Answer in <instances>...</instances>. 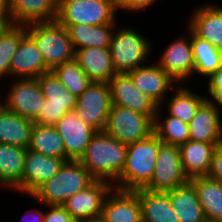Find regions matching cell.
Wrapping results in <instances>:
<instances>
[{
  "instance_id": "15",
  "label": "cell",
  "mask_w": 222,
  "mask_h": 222,
  "mask_svg": "<svg viewBox=\"0 0 222 222\" xmlns=\"http://www.w3.org/2000/svg\"><path fill=\"white\" fill-rule=\"evenodd\" d=\"M112 104L147 116H156L158 105L135 87L127 73H117L109 81Z\"/></svg>"
},
{
  "instance_id": "45",
  "label": "cell",
  "mask_w": 222,
  "mask_h": 222,
  "mask_svg": "<svg viewBox=\"0 0 222 222\" xmlns=\"http://www.w3.org/2000/svg\"><path fill=\"white\" fill-rule=\"evenodd\" d=\"M5 109H6L5 103L2 105V102L0 101V115L4 112Z\"/></svg>"
},
{
  "instance_id": "41",
  "label": "cell",
  "mask_w": 222,
  "mask_h": 222,
  "mask_svg": "<svg viewBox=\"0 0 222 222\" xmlns=\"http://www.w3.org/2000/svg\"><path fill=\"white\" fill-rule=\"evenodd\" d=\"M0 18H12L10 0H0Z\"/></svg>"
},
{
  "instance_id": "16",
  "label": "cell",
  "mask_w": 222,
  "mask_h": 222,
  "mask_svg": "<svg viewBox=\"0 0 222 222\" xmlns=\"http://www.w3.org/2000/svg\"><path fill=\"white\" fill-rule=\"evenodd\" d=\"M189 30V39L182 37L173 41L161 53L157 64L162 67L176 82L184 81L194 74V60L191 46V29Z\"/></svg>"
},
{
  "instance_id": "33",
  "label": "cell",
  "mask_w": 222,
  "mask_h": 222,
  "mask_svg": "<svg viewBox=\"0 0 222 222\" xmlns=\"http://www.w3.org/2000/svg\"><path fill=\"white\" fill-rule=\"evenodd\" d=\"M173 90L176 92L167 103L168 115L189 124L208 97L199 96L187 87H175Z\"/></svg>"
},
{
  "instance_id": "37",
  "label": "cell",
  "mask_w": 222,
  "mask_h": 222,
  "mask_svg": "<svg viewBox=\"0 0 222 222\" xmlns=\"http://www.w3.org/2000/svg\"><path fill=\"white\" fill-rule=\"evenodd\" d=\"M208 90L212 98L207 99L217 107L220 106L219 108H222V67L208 77Z\"/></svg>"
},
{
  "instance_id": "35",
  "label": "cell",
  "mask_w": 222,
  "mask_h": 222,
  "mask_svg": "<svg viewBox=\"0 0 222 222\" xmlns=\"http://www.w3.org/2000/svg\"><path fill=\"white\" fill-rule=\"evenodd\" d=\"M52 72L64 87L79 97L92 83L75 59L56 66Z\"/></svg>"
},
{
  "instance_id": "12",
  "label": "cell",
  "mask_w": 222,
  "mask_h": 222,
  "mask_svg": "<svg viewBox=\"0 0 222 222\" xmlns=\"http://www.w3.org/2000/svg\"><path fill=\"white\" fill-rule=\"evenodd\" d=\"M65 161L64 158L49 157L27 148L23 177L13 190L32 195L59 171Z\"/></svg>"
},
{
  "instance_id": "10",
  "label": "cell",
  "mask_w": 222,
  "mask_h": 222,
  "mask_svg": "<svg viewBox=\"0 0 222 222\" xmlns=\"http://www.w3.org/2000/svg\"><path fill=\"white\" fill-rule=\"evenodd\" d=\"M112 105L109 83L92 82L77 97L74 111L85 123L96 131H104Z\"/></svg>"
},
{
  "instance_id": "30",
  "label": "cell",
  "mask_w": 222,
  "mask_h": 222,
  "mask_svg": "<svg viewBox=\"0 0 222 222\" xmlns=\"http://www.w3.org/2000/svg\"><path fill=\"white\" fill-rule=\"evenodd\" d=\"M27 148L0 143V184L15 188L22 180Z\"/></svg>"
},
{
  "instance_id": "3",
  "label": "cell",
  "mask_w": 222,
  "mask_h": 222,
  "mask_svg": "<svg viewBox=\"0 0 222 222\" xmlns=\"http://www.w3.org/2000/svg\"><path fill=\"white\" fill-rule=\"evenodd\" d=\"M95 179L79 160L65 161L59 171L30 197L46 205L62 206L75 193L86 189Z\"/></svg>"
},
{
  "instance_id": "4",
  "label": "cell",
  "mask_w": 222,
  "mask_h": 222,
  "mask_svg": "<svg viewBox=\"0 0 222 222\" xmlns=\"http://www.w3.org/2000/svg\"><path fill=\"white\" fill-rule=\"evenodd\" d=\"M26 31L35 41L50 71L75 58L69 33L57 20L27 24Z\"/></svg>"
},
{
  "instance_id": "26",
  "label": "cell",
  "mask_w": 222,
  "mask_h": 222,
  "mask_svg": "<svg viewBox=\"0 0 222 222\" xmlns=\"http://www.w3.org/2000/svg\"><path fill=\"white\" fill-rule=\"evenodd\" d=\"M136 191L140 199L143 222H180L167 192L150 191L144 188Z\"/></svg>"
},
{
  "instance_id": "11",
  "label": "cell",
  "mask_w": 222,
  "mask_h": 222,
  "mask_svg": "<svg viewBox=\"0 0 222 222\" xmlns=\"http://www.w3.org/2000/svg\"><path fill=\"white\" fill-rule=\"evenodd\" d=\"M7 101L6 109L21 117L34 120L45 104V97L42 94L37 78L18 79L12 83Z\"/></svg>"
},
{
  "instance_id": "13",
  "label": "cell",
  "mask_w": 222,
  "mask_h": 222,
  "mask_svg": "<svg viewBox=\"0 0 222 222\" xmlns=\"http://www.w3.org/2000/svg\"><path fill=\"white\" fill-rule=\"evenodd\" d=\"M54 126L63 139L66 161L79 160L92 136L97 132L85 123L75 111L67 112Z\"/></svg>"
},
{
  "instance_id": "40",
  "label": "cell",
  "mask_w": 222,
  "mask_h": 222,
  "mask_svg": "<svg viewBox=\"0 0 222 222\" xmlns=\"http://www.w3.org/2000/svg\"><path fill=\"white\" fill-rule=\"evenodd\" d=\"M157 0H116L117 11L125 10L129 12H138L154 5Z\"/></svg>"
},
{
  "instance_id": "8",
  "label": "cell",
  "mask_w": 222,
  "mask_h": 222,
  "mask_svg": "<svg viewBox=\"0 0 222 222\" xmlns=\"http://www.w3.org/2000/svg\"><path fill=\"white\" fill-rule=\"evenodd\" d=\"M154 119L155 116L112 105L104 131L116 140L129 144L153 134Z\"/></svg>"
},
{
  "instance_id": "19",
  "label": "cell",
  "mask_w": 222,
  "mask_h": 222,
  "mask_svg": "<svg viewBox=\"0 0 222 222\" xmlns=\"http://www.w3.org/2000/svg\"><path fill=\"white\" fill-rule=\"evenodd\" d=\"M50 72L35 41L26 34L11 60L10 75L15 78H38Z\"/></svg>"
},
{
  "instance_id": "14",
  "label": "cell",
  "mask_w": 222,
  "mask_h": 222,
  "mask_svg": "<svg viewBox=\"0 0 222 222\" xmlns=\"http://www.w3.org/2000/svg\"><path fill=\"white\" fill-rule=\"evenodd\" d=\"M113 185L104 180H95L86 189L75 193L62 205L76 220L102 215L106 196Z\"/></svg>"
},
{
  "instance_id": "17",
  "label": "cell",
  "mask_w": 222,
  "mask_h": 222,
  "mask_svg": "<svg viewBox=\"0 0 222 222\" xmlns=\"http://www.w3.org/2000/svg\"><path fill=\"white\" fill-rule=\"evenodd\" d=\"M137 89L162 107L165 93L176 81L158 64L144 65L127 73Z\"/></svg>"
},
{
  "instance_id": "6",
  "label": "cell",
  "mask_w": 222,
  "mask_h": 222,
  "mask_svg": "<svg viewBox=\"0 0 222 222\" xmlns=\"http://www.w3.org/2000/svg\"><path fill=\"white\" fill-rule=\"evenodd\" d=\"M151 43L146 37L131 28H118L113 32L109 50L117 73H128L144 66L146 56L151 51Z\"/></svg>"
},
{
  "instance_id": "22",
  "label": "cell",
  "mask_w": 222,
  "mask_h": 222,
  "mask_svg": "<svg viewBox=\"0 0 222 222\" xmlns=\"http://www.w3.org/2000/svg\"><path fill=\"white\" fill-rule=\"evenodd\" d=\"M188 27L198 37L222 50V7L200 6L189 20Z\"/></svg>"
},
{
  "instance_id": "38",
  "label": "cell",
  "mask_w": 222,
  "mask_h": 222,
  "mask_svg": "<svg viewBox=\"0 0 222 222\" xmlns=\"http://www.w3.org/2000/svg\"><path fill=\"white\" fill-rule=\"evenodd\" d=\"M48 208L43 222H77L63 206L48 205Z\"/></svg>"
},
{
  "instance_id": "2",
  "label": "cell",
  "mask_w": 222,
  "mask_h": 222,
  "mask_svg": "<svg viewBox=\"0 0 222 222\" xmlns=\"http://www.w3.org/2000/svg\"><path fill=\"white\" fill-rule=\"evenodd\" d=\"M161 143L153 133L143 140L127 144L124 170L113 187L133 191L144 188L153 176Z\"/></svg>"
},
{
  "instance_id": "9",
  "label": "cell",
  "mask_w": 222,
  "mask_h": 222,
  "mask_svg": "<svg viewBox=\"0 0 222 222\" xmlns=\"http://www.w3.org/2000/svg\"><path fill=\"white\" fill-rule=\"evenodd\" d=\"M178 145L161 143L151 181L144 187L150 191L167 192L188 183Z\"/></svg>"
},
{
  "instance_id": "7",
  "label": "cell",
  "mask_w": 222,
  "mask_h": 222,
  "mask_svg": "<svg viewBox=\"0 0 222 222\" xmlns=\"http://www.w3.org/2000/svg\"><path fill=\"white\" fill-rule=\"evenodd\" d=\"M37 79L46 101L33 121L39 125L54 126L67 112L74 111L77 97L64 87L52 71Z\"/></svg>"
},
{
  "instance_id": "32",
  "label": "cell",
  "mask_w": 222,
  "mask_h": 222,
  "mask_svg": "<svg viewBox=\"0 0 222 222\" xmlns=\"http://www.w3.org/2000/svg\"><path fill=\"white\" fill-rule=\"evenodd\" d=\"M191 46L195 64L194 73L205 78L222 67V50L209 41L201 39L191 30Z\"/></svg>"
},
{
  "instance_id": "27",
  "label": "cell",
  "mask_w": 222,
  "mask_h": 222,
  "mask_svg": "<svg viewBox=\"0 0 222 222\" xmlns=\"http://www.w3.org/2000/svg\"><path fill=\"white\" fill-rule=\"evenodd\" d=\"M64 26L70 36L74 49H81L87 47L109 48L115 23L103 25H62Z\"/></svg>"
},
{
  "instance_id": "34",
  "label": "cell",
  "mask_w": 222,
  "mask_h": 222,
  "mask_svg": "<svg viewBox=\"0 0 222 222\" xmlns=\"http://www.w3.org/2000/svg\"><path fill=\"white\" fill-rule=\"evenodd\" d=\"M159 108L160 106H158L154 119V133L157 137L163 143L178 146L190 140L189 124L170 115L161 121L158 115Z\"/></svg>"
},
{
  "instance_id": "43",
  "label": "cell",
  "mask_w": 222,
  "mask_h": 222,
  "mask_svg": "<svg viewBox=\"0 0 222 222\" xmlns=\"http://www.w3.org/2000/svg\"><path fill=\"white\" fill-rule=\"evenodd\" d=\"M31 214L32 216H31V218L30 219H32L31 220V222H43L44 221V218H45V213H43L42 211H39V210H36L35 212L34 211H29L28 213H25V215L24 216H27L28 214ZM27 214V215H26ZM30 214H29V216H30ZM23 222V221H22ZM25 222V221H24Z\"/></svg>"
},
{
  "instance_id": "20",
  "label": "cell",
  "mask_w": 222,
  "mask_h": 222,
  "mask_svg": "<svg viewBox=\"0 0 222 222\" xmlns=\"http://www.w3.org/2000/svg\"><path fill=\"white\" fill-rule=\"evenodd\" d=\"M92 82L109 81L117 74L109 48L87 47L75 50L74 58Z\"/></svg>"
},
{
  "instance_id": "31",
  "label": "cell",
  "mask_w": 222,
  "mask_h": 222,
  "mask_svg": "<svg viewBox=\"0 0 222 222\" xmlns=\"http://www.w3.org/2000/svg\"><path fill=\"white\" fill-rule=\"evenodd\" d=\"M28 149L49 157L66 160L64 142L55 126L34 123Z\"/></svg>"
},
{
  "instance_id": "42",
  "label": "cell",
  "mask_w": 222,
  "mask_h": 222,
  "mask_svg": "<svg viewBox=\"0 0 222 222\" xmlns=\"http://www.w3.org/2000/svg\"><path fill=\"white\" fill-rule=\"evenodd\" d=\"M13 24V18H0V38Z\"/></svg>"
},
{
  "instance_id": "39",
  "label": "cell",
  "mask_w": 222,
  "mask_h": 222,
  "mask_svg": "<svg viewBox=\"0 0 222 222\" xmlns=\"http://www.w3.org/2000/svg\"><path fill=\"white\" fill-rule=\"evenodd\" d=\"M207 177L222 183V144L215 148Z\"/></svg>"
},
{
  "instance_id": "21",
  "label": "cell",
  "mask_w": 222,
  "mask_h": 222,
  "mask_svg": "<svg viewBox=\"0 0 222 222\" xmlns=\"http://www.w3.org/2000/svg\"><path fill=\"white\" fill-rule=\"evenodd\" d=\"M219 107L207 100L189 123L190 140L222 143V122Z\"/></svg>"
},
{
  "instance_id": "25",
  "label": "cell",
  "mask_w": 222,
  "mask_h": 222,
  "mask_svg": "<svg viewBox=\"0 0 222 222\" xmlns=\"http://www.w3.org/2000/svg\"><path fill=\"white\" fill-rule=\"evenodd\" d=\"M167 193L180 222H207L196 189L190 181Z\"/></svg>"
},
{
  "instance_id": "46",
  "label": "cell",
  "mask_w": 222,
  "mask_h": 222,
  "mask_svg": "<svg viewBox=\"0 0 222 222\" xmlns=\"http://www.w3.org/2000/svg\"><path fill=\"white\" fill-rule=\"evenodd\" d=\"M55 2V4L58 6L62 1L64 0H53Z\"/></svg>"
},
{
  "instance_id": "44",
  "label": "cell",
  "mask_w": 222,
  "mask_h": 222,
  "mask_svg": "<svg viewBox=\"0 0 222 222\" xmlns=\"http://www.w3.org/2000/svg\"><path fill=\"white\" fill-rule=\"evenodd\" d=\"M77 222H107L102 215L96 217H90L87 219L79 220Z\"/></svg>"
},
{
  "instance_id": "29",
  "label": "cell",
  "mask_w": 222,
  "mask_h": 222,
  "mask_svg": "<svg viewBox=\"0 0 222 222\" xmlns=\"http://www.w3.org/2000/svg\"><path fill=\"white\" fill-rule=\"evenodd\" d=\"M34 121L7 109L0 115V143L28 148Z\"/></svg>"
},
{
  "instance_id": "24",
  "label": "cell",
  "mask_w": 222,
  "mask_h": 222,
  "mask_svg": "<svg viewBox=\"0 0 222 222\" xmlns=\"http://www.w3.org/2000/svg\"><path fill=\"white\" fill-rule=\"evenodd\" d=\"M10 10L13 24L50 22L57 18V5L53 0H10Z\"/></svg>"
},
{
  "instance_id": "23",
  "label": "cell",
  "mask_w": 222,
  "mask_h": 222,
  "mask_svg": "<svg viewBox=\"0 0 222 222\" xmlns=\"http://www.w3.org/2000/svg\"><path fill=\"white\" fill-rule=\"evenodd\" d=\"M222 143H206L188 140L181 144V162L184 173L189 179L207 176L211 167L215 148Z\"/></svg>"
},
{
  "instance_id": "5",
  "label": "cell",
  "mask_w": 222,
  "mask_h": 222,
  "mask_svg": "<svg viewBox=\"0 0 222 222\" xmlns=\"http://www.w3.org/2000/svg\"><path fill=\"white\" fill-rule=\"evenodd\" d=\"M116 0H64L57 6L61 25L115 23Z\"/></svg>"
},
{
  "instance_id": "36",
  "label": "cell",
  "mask_w": 222,
  "mask_h": 222,
  "mask_svg": "<svg viewBox=\"0 0 222 222\" xmlns=\"http://www.w3.org/2000/svg\"><path fill=\"white\" fill-rule=\"evenodd\" d=\"M26 34V25L12 24L0 38V79L10 75L11 60Z\"/></svg>"
},
{
  "instance_id": "28",
  "label": "cell",
  "mask_w": 222,
  "mask_h": 222,
  "mask_svg": "<svg viewBox=\"0 0 222 222\" xmlns=\"http://www.w3.org/2000/svg\"><path fill=\"white\" fill-rule=\"evenodd\" d=\"M193 184L207 222H222V183L207 176L190 179Z\"/></svg>"
},
{
  "instance_id": "1",
  "label": "cell",
  "mask_w": 222,
  "mask_h": 222,
  "mask_svg": "<svg viewBox=\"0 0 222 222\" xmlns=\"http://www.w3.org/2000/svg\"><path fill=\"white\" fill-rule=\"evenodd\" d=\"M126 155L127 144L105 131H97L79 161L95 180H104L113 185L124 170Z\"/></svg>"
},
{
  "instance_id": "18",
  "label": "cell",
  "mask_w": 222,
  "mask_h": 222,
  "mask_svg": "<svg viewBox=\"0 0 222 222\" xmlns=\"http://www.w3.org/2000/svg\"><path fill=\"white\" fill-rule=\"evenodd\" d=\"M102 216L107 222H143L137 191L113 187L105 198Z\"/></svg>"
}]
</instances>
